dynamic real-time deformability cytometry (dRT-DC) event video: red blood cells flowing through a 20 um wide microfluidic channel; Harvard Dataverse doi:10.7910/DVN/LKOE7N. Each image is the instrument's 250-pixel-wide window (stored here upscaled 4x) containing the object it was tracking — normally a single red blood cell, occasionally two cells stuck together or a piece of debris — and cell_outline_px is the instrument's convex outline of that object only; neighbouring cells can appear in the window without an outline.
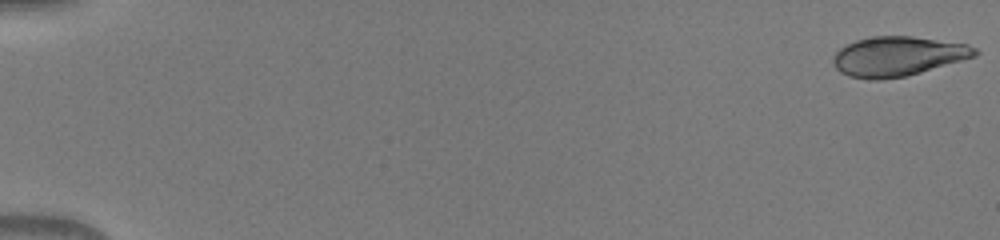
{"species": "human", "species_latin": "Homo sapiens", "temperature_condition": "warm", "stored_images_in_passage": 50, "camera_frame_rate_fps": 3000, "um_per_image_px": 0.085, "donor": {"sex": "male"}, "frame": {"image": 1, "passage_image": 1, "time_ms": 0.0, "image_size_px": [1000, 240], "cell_outline_px": [[980, 52], [976, 56], [920, 72], [904, 76], [876, 80], [872, 80], [848, 76], [840, 72], [836, 68], [832, 60], [836, 52], [840, 48], [856, 40], [872, 36], [912, 36], [968, 44], [976, 48]], "centroid_in_image_um": [76.31, 4.78], "position_along_channel_um": 8.7, "area_um2": 32.54}}
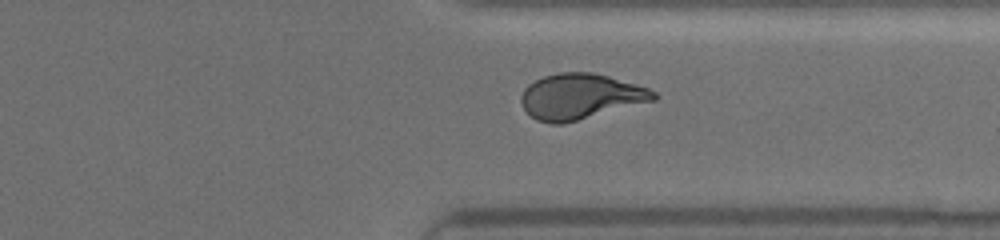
{"frame": {"image": 2, "passage_image": 40, "time_ms": 13.0, "image_size_px": [1000, 240], "cell_outline_px": [[660, 96], [656, 100], [564, 124], [552, 124], [536, 120], [524, 108], [520, 100], [520, 96], [524, 88], [528, 84], [544, 76], [560, 72], [592, 72], [608, 76], [636, 84], [648, 88], [656, 92]], "centroid_in_image_um": [49.35, 8.2], "position_along_channel_um": 362.1, "area_um2": 35.32}}
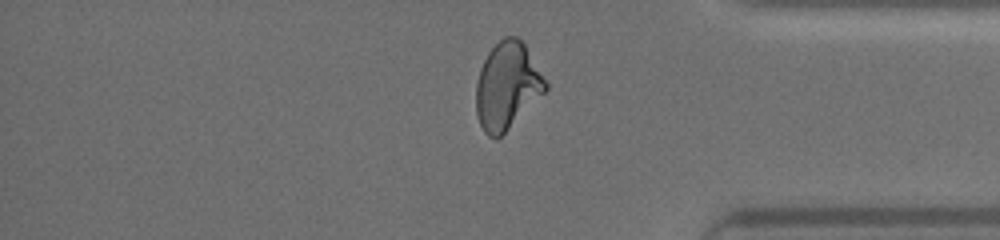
{"frame": {"image": 3, "passage_image": 43, "time_ms": 14.0, "image_size_px": [1000, 240], "cell_outline_px": [[548, 88], [496, 140], [488, 136], [484, 132], [480, 124], [476, 112], [476, 84], [480, 68], [488, 52], [504, 36], [516, 36], [524, 44], [548, 84]], "centroid_in_image_um": [43.08, 7.29], "position_along_channel_um": 392.1, "area_um2": 34.51}}